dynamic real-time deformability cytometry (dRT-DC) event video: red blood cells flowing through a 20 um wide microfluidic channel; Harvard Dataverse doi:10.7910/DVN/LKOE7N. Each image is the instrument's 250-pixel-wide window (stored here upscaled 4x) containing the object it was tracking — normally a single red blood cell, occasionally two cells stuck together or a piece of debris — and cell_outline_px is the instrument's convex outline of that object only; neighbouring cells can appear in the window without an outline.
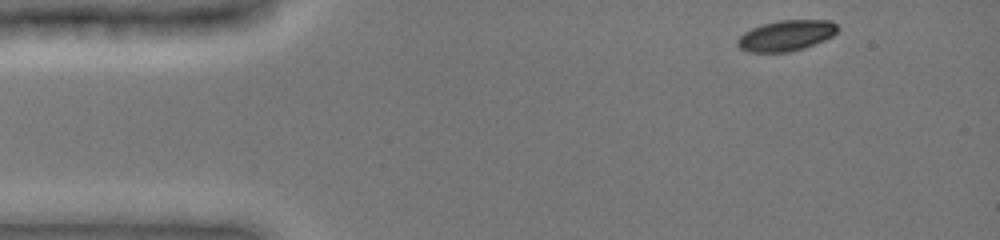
{"species": "common noctule bat (a hibernating species)", "species_latin": "Nyctalus noctula", "temperature_condition": "cold", "stored_images_in_passage": 42, "camera_frame_rate_fps": 3000, "um_per_image_px": 0.085, "animal": {"sex": "female", "body_mass_g": 19.0, "forearm_length_mm": 51.5}, "frame": {"image": 1, "passage_image": 1, "time_ms": 0.0, "image_size_px": [1000, 240], "cell_outline_px": [[840, 28], [832, 36], [824, 40], [804, 48], [788, 52], [748, 52], [740, 48], [736, 44], [736, 40], [744, 32], [752, 28], [764, 24], [780, 20], [832, 20]], "centroid_in_image_um": [66.83, 3.02], "position_along_channel_um": 18.2, "area_um2": 17.92}}
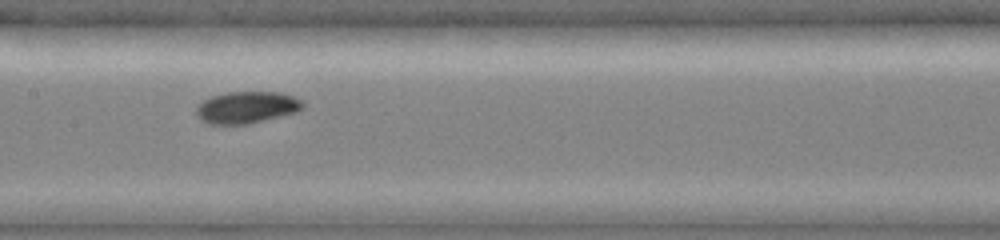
{"frame": {"image": 2, "passage_image": 20, "time_ms": 6.333, "image_size_px": [1000, 240], "cell_outline_px": [[304, 104], [296, 112], [248, 124], [208, 124], [200, 120], [196, 116], [196, 108], [204, 100], [212, 96], [228, 92], [276, 92], [292, 96], [300, 100]], "centroid_in_image_um": [20.92, 9.13], "position_along_channel_um": 186.5, "area_um2": 19.54}}
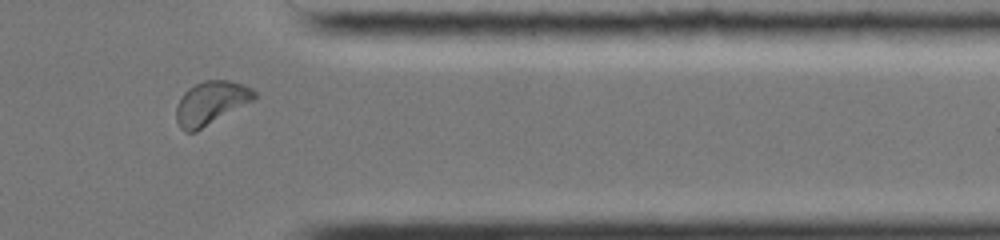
{"frame": {"image": 3, "passage_image": 36, "time_ms": 11.667, "image_size_px": [1000, 240], "cell_outline_px": [[256, 96], [252, 100], [196, 132], [184, 132], [180, 128], [176, 120], [176, 108], [184, 92], [188, 88], [204, 80], [228, 80], [252, 88], [256, 92]], "centroid_in_image_um": [17.89, 8.76], "position_along_channel_um": 393.5, "area_um2": 19.42}, "authors_computed_cell_mechanics": {"area_um2": 19.3052, "velocity_mm_per_s": 3.9123, "shape_relaxation_time_tau1_ms": 2.3542, "shape_relaxation_time_tau2_ms": null, "deformation_change_tau1": 0.0817, "deformation_change_tau2": null}}